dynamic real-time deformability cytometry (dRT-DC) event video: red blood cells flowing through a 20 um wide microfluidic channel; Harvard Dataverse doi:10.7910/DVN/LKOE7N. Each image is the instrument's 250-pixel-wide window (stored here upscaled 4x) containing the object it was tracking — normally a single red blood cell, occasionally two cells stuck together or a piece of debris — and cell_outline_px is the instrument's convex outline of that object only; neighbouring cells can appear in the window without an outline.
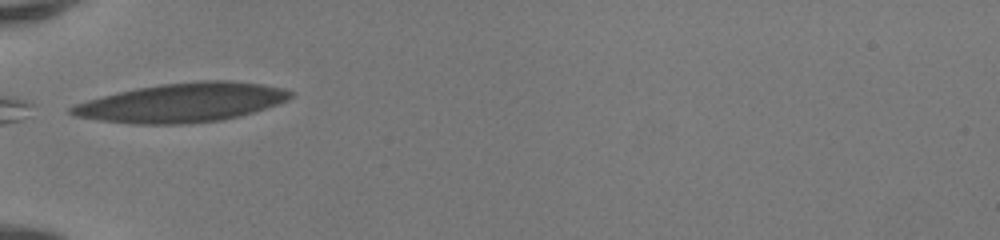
{"species": "human", "species_latin": "Homo sapiens", "temperature_condition": "room temperature", "stored_images_in_passage": 33, "camera_frame_rate_fps": 3000, "um_per_image_px": 0.085, "donor": {"sex": "female"}, "frame": {"image": 1, "passage_image": 1, "time_ms": 0.0, "image_size_px": [1000, 240], "cell_outline_px": [[292, 96], [288, 100], [240, 116], [220, 120], [184, 124], [132, 124], [100, 120], [72, 116], [68, 112], [68, 108], [72, 104], [116, 92], [136, 88], [160, 84], [200, 80], [228, 80], [264, 84], [284, 88], [292, 92]], "centroid_in_image_um": [15.43, 8.72], "position_along_channel_um": 69.6, "area_um2": 50.05}}
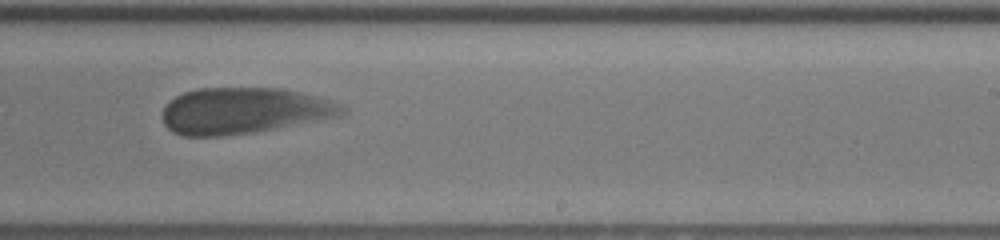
{"frame": {"image": 2, "passage_image": 16, "time_ms": 5.0, "image_size_px": [1000, 240], "cell_outline_px": [[348, 112], [340, 116], [256, 132], [224, 136], [184, 136], [172, 132], [164, 124], [160, 116], [160, 112], [164, 104], [168, 100], [184, 92], [200, 88], [280, 88], [320, 96], [332, 100], [348, 108]], "centroid_in_image_um": [20.71, 9.41], "position_along_channel_um": 268.3, "area_um2": 49.07}}
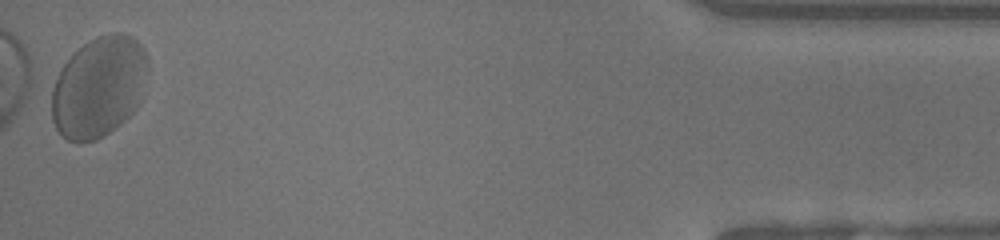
{"frame": {"image": 3, "passage_image": 33, "time_ms": 10.667, "image_size_px": [1000, 240], "cell_outline_px": [[148, 64], [136, 108], [120, 124], [104, 136], [96, 140], [80, 144], [68, 140], [56, 128], [52, 120], [48, 88], [64, 64], [84, 44], [96, 36], [108, 32], [124, 32], [132, 36], [144, 48], [148, 56]], "centroid_in_image_um": [8.34, 7.39], "position_along_channel_um": 426.9, "area_um2": 56.99}, "authors_computed_cell_mechanics": {"area_um2": 49.0722, "velocity_mm_per_s": 4.0434, "shape_relaxation_time_tau1_ms": 3.8238, "shape_relaxation_time_tau2_ms": null, "deformation_change_tau1": 0.1341, "deformation_change_tau2": null}}